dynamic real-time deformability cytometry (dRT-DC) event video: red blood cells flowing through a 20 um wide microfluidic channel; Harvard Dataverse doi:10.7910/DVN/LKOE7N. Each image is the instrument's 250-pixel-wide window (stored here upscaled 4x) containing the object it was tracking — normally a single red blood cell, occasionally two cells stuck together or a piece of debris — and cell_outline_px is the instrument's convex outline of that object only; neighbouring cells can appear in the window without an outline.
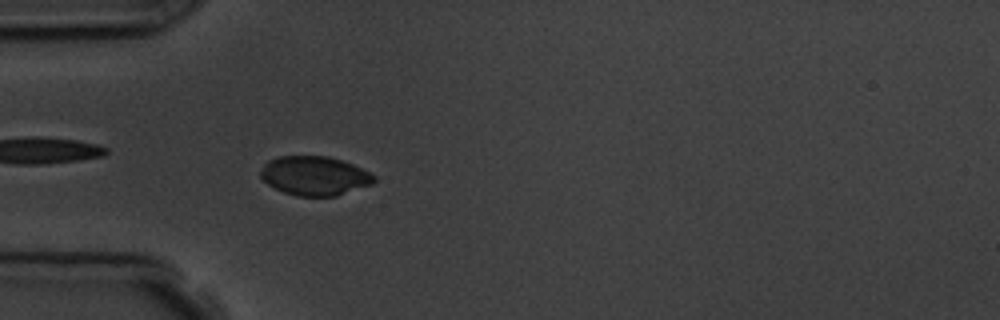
{"species": "common noctule bat (a hibernating species)", "species_latin": "Nyctalus noctula", "temperature_condition": "room temperature", "stored_images_in_passage": 5, "camera_frame_rate_fps": 3000, "um_per_image_px": 0.085, "animal": {"sex": "male", "body_mass_g": 19.5, "forearm_length_mm": 54.6}, "frame": {"image": 1, "passage_image": 5, "time_ms": 4.667, "image_size_px": [1000, 320], "cell_outline_px": [[376, 180], [372, 184], [336, 196], [296, 196], [284, 192], [268, 184], [260, 176], [260, 172], [264, 164], [268, 160], [280, 156], [328, 156], [352, 164], [376, 176]], "centroid_in_image_um": [26.73, 14.94], "position_along_channel_um": 58.3, "area_um2": 25.72}}